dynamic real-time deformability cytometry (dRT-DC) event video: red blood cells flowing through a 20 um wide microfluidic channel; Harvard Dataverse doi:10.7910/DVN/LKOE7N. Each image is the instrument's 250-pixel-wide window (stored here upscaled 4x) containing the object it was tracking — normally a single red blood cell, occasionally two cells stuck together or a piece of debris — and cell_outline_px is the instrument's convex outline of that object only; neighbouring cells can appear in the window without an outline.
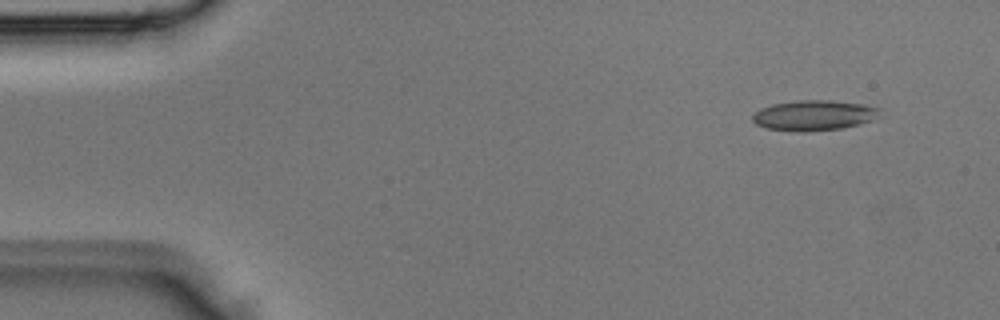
{"species": "Egyptian fruit bat (a non-hibernating species)", "species_latin": "Rousettus aegyptiacus", "temperature_condition": "room temperature", "stored_images_in_passage": 3, "segment_of_instrument_passage": [2, 2], "camera_frame_rate_fps": 3000, "um_per_image_px": 0.085, "animal": {"sex": "male"}, "frame": {"image": 1, "passage_image": 3, "time_ms": 0.667, "image_size_px": [1000, 320], "cell_outline_px": [[884, 116], [872, 120], [840, 128], [804, 132], [800, 132], [768, 128], [756, 124], [752, 120], [752, 116], [760, 108], [772, 104], [796, 100], [832, 100], [864, 104], [884, 108]], "centroid_in_image_um": [69.27, 9.78], "position_along_channel_um": 15.7, "area_um2": 22.77}}